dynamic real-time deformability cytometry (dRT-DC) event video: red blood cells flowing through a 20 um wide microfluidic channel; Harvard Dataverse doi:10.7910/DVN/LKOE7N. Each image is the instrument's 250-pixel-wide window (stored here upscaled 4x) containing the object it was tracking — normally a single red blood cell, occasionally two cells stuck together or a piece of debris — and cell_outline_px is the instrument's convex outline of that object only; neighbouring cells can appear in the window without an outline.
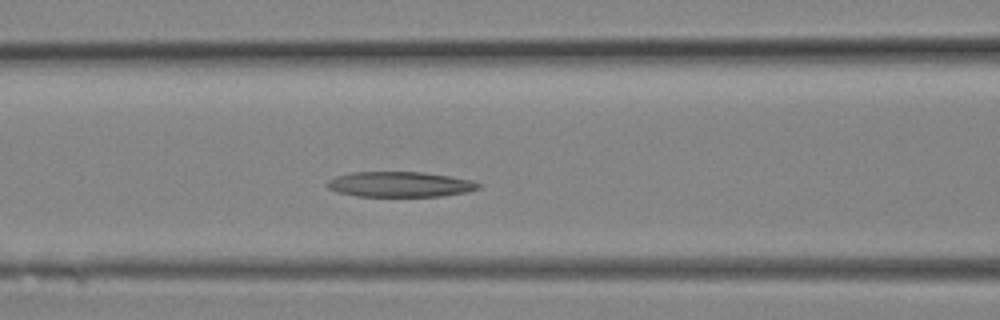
{"species": "Egyptian fruit bat (a non-hibernating species)", "species_latin": "Rousettus aegyptiacus", "temperature_condition": "room temperature", "stored_images_in_passage": 8, "camera_frame_rate_fps": 3000, "um_per_image_px": 0.085, "animal": {"sex": "female"}, "frame": {"image": 1, "passage_image": 7, "time_ms": 2.0, "image_size_px": [1000, 320], "cell_outline_px": [[480, 188], [468, 192], [440, 196], [356, 196], [336, 192], [328, 188], [324, 184], [328, 180], [336, 176], [352, 172], [424, 172], [472, 180], [480, 184]], "centroid_in_image_um": [33.96, 15.67], "position_along_channel_um": 132.6, "area_um2": 22.37}}